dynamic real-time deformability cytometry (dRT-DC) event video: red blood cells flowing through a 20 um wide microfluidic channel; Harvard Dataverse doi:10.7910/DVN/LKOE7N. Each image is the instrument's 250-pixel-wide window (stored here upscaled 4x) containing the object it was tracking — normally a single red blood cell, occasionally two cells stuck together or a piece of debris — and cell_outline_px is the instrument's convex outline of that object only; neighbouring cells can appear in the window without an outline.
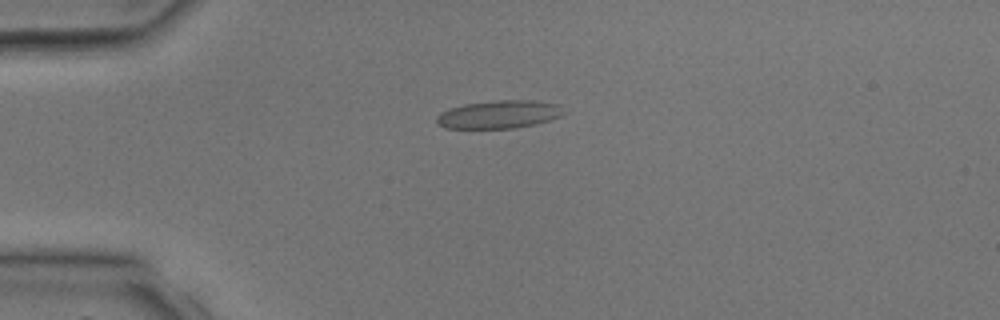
{"species": "common noctule bat (a hibernating species)", "species_latin": "Nyctalus noctula", "temperature_condition": "room temperature", "stored_images_in_passage": 4, "camera_frame_rate_fps": 3000, "um_per_image_px": 0.085, "animal": {"sex": "male", "body_mass_g": 17.9, "forearm_length_mm": 54.2}, "frame": {"image": 1, "passage_image": 3, "time_ms": 2.667, "image_size_px": [1000, 320], "cell_outline_px": [[564, 112], [560, 116], [536, 124], [516, 128], [444, 128], [436, 120], [436, 116], [440, 112], [464, 104], [496, 100], [532, 100], [556, 104]], "centroid_in_image_um": [42.39, 9.72], "position_along_channel_um": 42.6, "area_um2": 20.52}}